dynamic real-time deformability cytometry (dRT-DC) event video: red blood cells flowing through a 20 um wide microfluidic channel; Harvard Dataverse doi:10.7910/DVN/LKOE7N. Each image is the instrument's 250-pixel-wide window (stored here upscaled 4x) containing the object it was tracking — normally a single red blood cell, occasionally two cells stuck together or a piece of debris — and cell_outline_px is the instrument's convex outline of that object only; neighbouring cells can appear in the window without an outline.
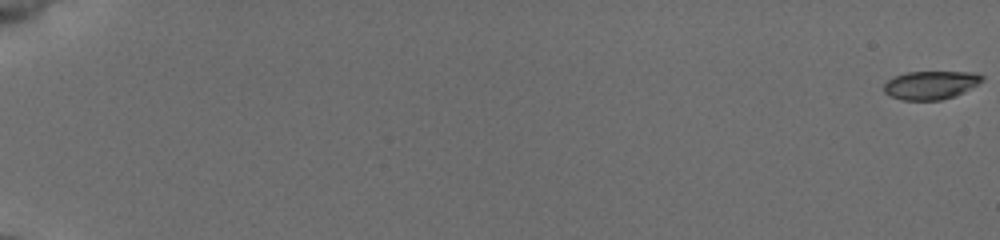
{"species": "common noctule bat (a hibernating species)", "species_latin": "Nyctalus noctula", "temperature_condition": "cold", "stored_images_in_passage": 56, "camera_frame_rate_fps": 3000, "um_per_image_px": 0.085, "animal": {"sex": "female", "body_mass_g": 19.5, "forearm_length_mm": 54.1}, "frame": {"image": 1, "passage_image": 1, "time_ms": 0.0, "image_size_px": [1000, 240], "cell_outline_px": [[984, 80], [964, 92], [956, 96], [940, 100], [900, 100], [884, 92], [884, 84], [892, 76], [908, 72], [976, 72], [984, 76]], "centroid_in_image_um": [79.12, 7.22], "position_along_channel_um": 5.9, "area_um2": 16.36}}
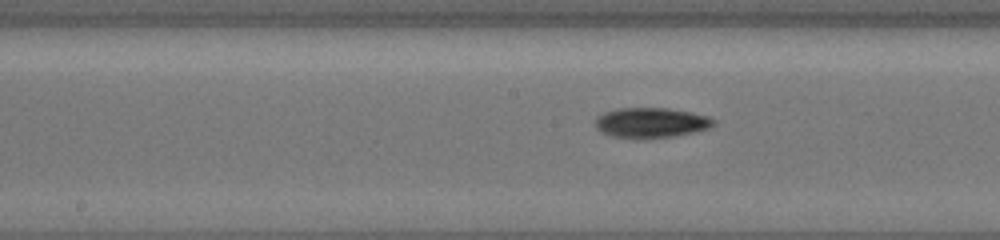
{"frame": {"image": 2, "passage_image": 32, "time_ms": 10.333, "image_size_px": [1000, 240], "cell_outline_px": [[716, 124], [708, 128], [692, 132], [672, 136], [640, 140], [612, 136], [600, 132], [596, 128], [596, 116], [604, 112], [616, 108], [668, 108], [692, 112], [708, 116], [716, 120]], "centroid_in_image_um": [55.31, 10.43], "position_along_channel_um": 192.9, "area_um2": 21.1}}
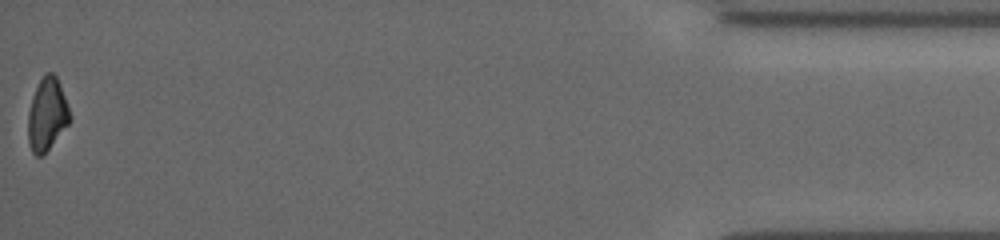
{"frame": {"image": 3, "passage_image": 56, "time_ms": 18.333, "image_size_px": [1000, 240], "cell_outline_px": [[72, 120], [48, 148], [40, 156], [36, 156], [32, 152], [28, 140], [28, 112], [32, 96], [44, 72], [52, 72], [56, 76], [72, 116]], "centroid_in_image_um": [4.0, 9.7], "position_along_channel_um": 431.2, "area_um2": 17.51}, "authors_computed_cell_mechanics": {"area_um2": 18.4671, "velocity_mm_per_s": 3.9489, "shape_relaxation_time_tau1_ms": 5.0694, "shape_relaxation_time_tau2_ms": null, "deformation_change_tau1": 0.1313, "deformation_change_tau2": null}}